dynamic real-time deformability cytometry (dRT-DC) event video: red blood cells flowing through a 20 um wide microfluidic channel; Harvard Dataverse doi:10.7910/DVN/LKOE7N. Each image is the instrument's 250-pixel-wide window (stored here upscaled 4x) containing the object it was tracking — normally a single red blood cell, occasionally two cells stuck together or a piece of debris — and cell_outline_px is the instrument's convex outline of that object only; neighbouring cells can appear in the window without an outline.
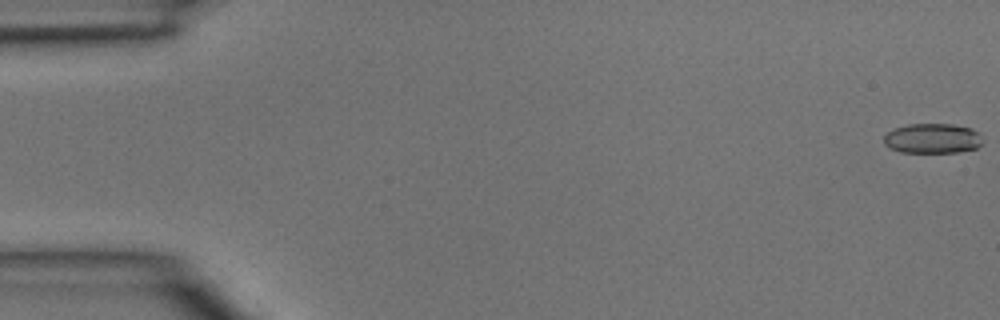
{"species": "common noctule bat (a hibernating species)", "species_latin": "Nyctalus noctula", "temperature_condition": "room temperature", "stored_images_in_passage": 46, "camera_frame_rate_fps": 3000, "um_per_image_px": 0.085, "animal": {"sex": "male", "body_mass_g": 15.6}, "frame": {"image": 1, "passage_image": 1, "time_ms": 0.0, "image_size_px": [1000, 320], "cell_outline_px": [[980, 144], [976, 148], [960, 152], [900, 152], [884, 144], [884, 136], [892, 128], [908, 124], [952, 124], [972, 128], [980, 132]], "centroid_in_image_um": [79.25, 11.75], "position_along_channel_um": 5.7, "area_um2": 17.22}}
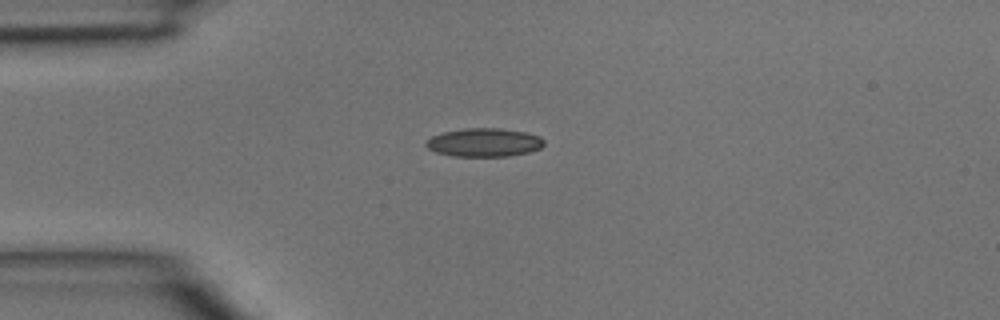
{"frame": {"image": 2, "passage_image": 12, "time_ms": 3.667, "image_size_px": [1000, 320], "cell_outline_px": [[544, 144], [540, 148], [528, 152], [508, 156], [452, 156], [436, 152], [428, 148], [424, 144], [432, 136], [444, 132], [464, 128], [500, 128], [524, 132], [540, 136], [544, 140]], "centroid_in_image_um": [41.15, 12.11], "position_along_channel_um": 43.9, "area_um2": 19.48}}
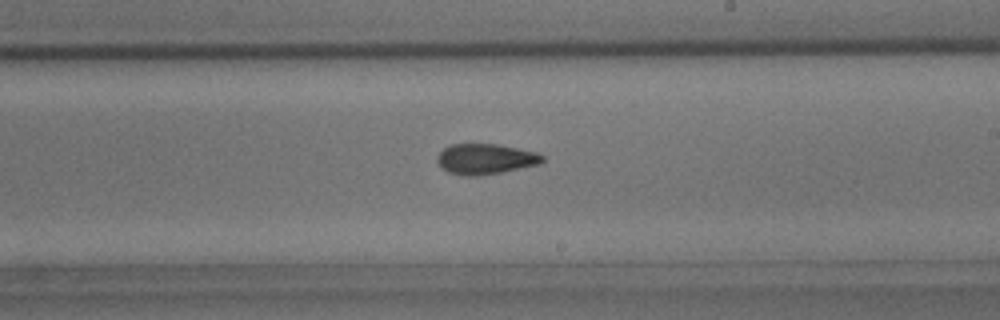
{"frame": {"image": 3, "passage_image": 27, "time_ms": 8.667, "image_size_px": [1000, 320], "cell_outline_px": [[544, 160], [540, 164], [500, 172], [476, 176], [464, 176], [448, 172], [440, 168], [436, 160], [436, 156], [448, 144], [500, 144], [536, 152], [544, 156]], "centroid_in_image_um": [41.22, 13.51], "position_along_channel_um": 247.8, "area_um2": 18.84}}